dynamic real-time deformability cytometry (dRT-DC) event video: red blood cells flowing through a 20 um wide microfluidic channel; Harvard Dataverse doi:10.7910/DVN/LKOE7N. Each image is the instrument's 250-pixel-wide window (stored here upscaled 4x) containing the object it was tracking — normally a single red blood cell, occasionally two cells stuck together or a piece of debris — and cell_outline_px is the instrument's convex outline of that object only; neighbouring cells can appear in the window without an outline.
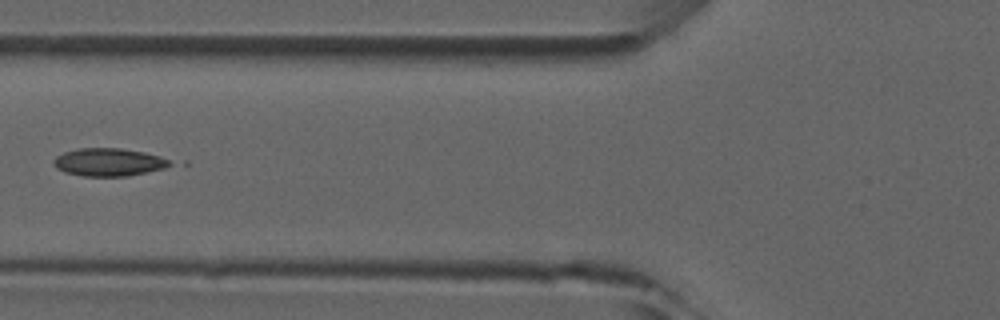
{"species": "common noctule bat (a hibernating species)", "species_latin": "Nyctalus noctula", "temperature_condition": "room temperature", "stored_images_in_passage": 6, "camera_frame_rate_fps": 3000, "um_per_image_px": 0.085, "animal": {"sex": "male", "forearm_length_mm": 52.5}, "frame": {"image": 1, "passage_image": 5, "time_ms": 4.667, "image_size_px": [1000, 320], "cell_outline_px": [[172, 164], [164, 168], [128, 176], [84, 176], [64, 172], [56, 168], [52, 164], [52, 160], [56, 156], [64, 152], [80, 148], [120, 148], [144, 152], [160, 156], [172, 160]], "centroid_in_image_um": [9.22, 13.78], "position_along_channel_um": 116.6, "area_um2": 18.96}}